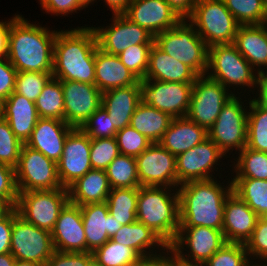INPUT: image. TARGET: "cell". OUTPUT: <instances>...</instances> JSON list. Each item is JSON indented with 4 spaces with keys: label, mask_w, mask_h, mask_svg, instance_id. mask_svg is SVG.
Masks as SVG:
<instances>
[{
    "label": "cell",
    "mask_w": 267,
    "mask_h": 266,
    "mask_svg": "<svg viewBox=\"0 0 267 266\" xmlns=\"http://www.w3.org/2000/svg\"><path fill=\"white\" fill-rule=\"evenodd\" d=\"M13 209L0 220V255L10 252Z\"/></svg>",
    "instance_id": "55"
},
{
    "label": "cell",
    "mask_w": 267,
    "mask_h": 266,
    "mask_svg": "<svg viewBox=\"0 0 267 266\" xmlns=\"http://www.w3.org/2000/svg\"><path fill=\"white\" fill-rule=\"evenodd\" d=\"M13 207L6 201L0 199V220L3 219Z\"/></svg>",
    "instance_id": "60"
},
{
    "label": "cell",
    "mask_w": 267,
    "mask_h": 266,
    "mask_svg": "<svg viewBox=\"0 0 267 266\" xmlns=\"http://www.w3.org/2000/svg\"><path fill=\"white\" fill-rule=\"evenodd\" d=\"M94 266H132L142 257L132 248L111 238L92 252Z\"/></svg>",
    "instance_id": "39"
},
{
    "label": "cell",
    "mask_w": 267,
    "mask_h": 266,
    "mask_svg": "<svg viewBox=\"0 0 267 266\" xmlns=\"http://www.w3.org/2000/svg\"><path fill=\"white\" fill-rule=\"evenodd\" d=\"M57 31L53 46V77L95 84L97 37L92 26Z\"/></svg>",
    "instance_id": "3"
},
{
    "label": "cell",
    "mask_w": 267,
    "mask_h": 266,
    "mask_svg": "<svg viewBox=\"0 0 267 266\" xmlns=\"http://www.w3.org/2000/svg\"><path fill=\"white\" fill-rule=\"evenodd\" d=\"M259 216L235 193L225 201L223 234L227 242L243 243L251 237Z\"/></svg>",
    "instance_id": "23"
},
{
    "label": "cell",
    "mask_w": 267,
    "mask_h": 266,
    "mask_svg": "<svg viewBox=\"0 0 267 266\" xmlns=\"http://www.w3.org/2000/svg\"><path fill=\"white\" fill-rule=\"evenodd\" d=\"M14 266H44L35 262L16 260Z\"/></svg>",
    "instance_id": "62"
},
{
    "label": "cell",
    "mask_w": 267,
    "mask_h": 266,
    "mask_svg": "<svg viewBox=\"0 0 267 266\" xmlns=\"http://www.w3.org/2000/svg\"><path fill=\"white\" fill-rule=\"evenodd\" d=\"M260 96L267 102V72L261 77Z\"/></svg>",
    "instance_id": "61"
},
{
    "label": "cell",
    "mask_w": 267,
    "mask_h": 266,
    "mask_svg": "<svg viewBox=\"0 0 267 266\" xmlns=\"http://www.w3.org/2000/svg\"><path fill=\"white\" fill-rule=\"evenodd\" d=\"M135 159L140 186L178 188L176 157L158 142Z\"/></svg>",
    "instance_id": "17"
},
{
    "label": "cell",
    "mask_w": 267,
    "mask_h": 266,
    "mask_svg": "<svg viewBox=\"0 0 267 266\" xmlns=\"http://www.w3.org/2000/svg\"><path fill=\"white\" fill-rule=\"evenodd\" d=\"M139 80L121 62L118 55H111L105 53L98 47L96 48L95 85L101 92L113 88L135 85Z\"/></svg>",
    "instance_id": "27"
},
{
    "label": "cell",
    "mask_w": 267,
    "mask_h": 266,
    "mask_svg": "<svg viewBox=\"0 0 267 266\" xmlns=\"http://www.w3.org/2000/svg\"><path fill=\"white\" fill-rule=\"evenodd\" d=\"M86 237V252L103 246L122 225L109 213L106 202L80 206Z\"/></svg>",
    "instance_id": "22"
},
{
    "label": "cell",
    "mask_w": 267,
    "mask_h": 266,
    "mask_svg": "<svg viewBox=\"0 0 267 266\" xmlns=\"http://www.w3.org/2000/svg\"><path fill=\"white\" fill-rule=\"evenodd\" d=\"M239 25L262 24L265 9L262 0H223Z\"/></svg>",
    "instance_id": "41"
},
{
    "label": "cell",
    "mask_w": 267,
    "mask_h": 266,
    "mask_svg": "<svg viewBox=\"0 0 267 266\" xmlns=\"http://www.w3.org/2000/svg\"><path fill=\"white\" fill-rule=\"evenodd\" d=\"M111 239L132 248L142 258L161 254L169 248L155 232L138 221L122 225Z\"/></svg>",
    "instance_id": "31"
},
{
    "label": "cell",
    "mask_w": 267,
    "mask_h": 266,
    "mask_svg": "<svg viewBox=\"0 0 267 266\" xmlns=\"http://www.w3.org/2000/svg\"><path fill=\"white\" fill-rule=\"evenodd\" d=\"M247 266H267V263L266 262H261V263H258V262H250Z\"/></svg>",
    "instance_id": "65"
},
{
    "label": "cell",
    "mask_w": 267,
    "mask_h": 266,
    "mask_svg": "<svg viewBox=\"0 0 267 266\" xmlns=\"http://www.w3.org/2000/svg\"><path fill=\"white\" fill-rule=\"evenodd\" d=\"M115 137L120 154L135 158L153 143L130 125L118 130Z\"/></svg>",
    "instance_id": "47"
},
{
    "label": "cell",
    "mask_w": 267,
    "mask_h": 266,
    "mask_svg": "<svg viewBox=\"0 0 267 266\" xmlns=\"http://www.w3.org/2000/svg\"><path fill=\"white\" fill-rule=\"evenodd\" d=\"M197 77L198 75L190 67L174 59L153 43L144 80L194 83Z\"/></svg>",
    "instance_id": "28"
},
{
    "label": "cell",
    "mask_w": 267,
    "mask_h": 266,
    "mask_svg": "<svg viewBox=\"0 0 267 266\" xmlns=\"http://www.w3.org/2000/svg\"><path fill=\"white\" fill-rule=\"evenodd\" d=\"M181 19H188L198 0H165Z\"/></svg>",
    "instance_id": "56"
},
{
    "label": "cell",
    "mask_w": 267,
    "mask_h": 266,
    "mask_svg": "<svg viewBox=\"0 0 267 266\" xmlns=\"http://www.w3.org/2000/svg\"><path fill=\"white\" fill-rule=\"evenodd\" d=\"M238 156V157H236ZM232 157L230 168L231 178H253L267 180V153L261 151H255L248 147L237 153V155ZM234 160V161H233ZM235 174V175H234Z\"/></svg>",
    "instance_id": "35"
},
{
    "label": "cell",
    "mask_w": 267,
    "mask_h": 266,
    "mask_svg": "<svg viewBox=\"0 0 267 266\" xmlns=\"http://www.w3.org/2000/svg\"><path fill=\"white\" fill-rule=\"evenodd\" d=\"M242 98L243 95H234L228 100L222 107L215 123L208 130V137L229 158L234 157L247 144V119L250 97L248 100L247 98H245L246 100ZM233 151H235L234 154ZM230 155L232 156L230 157Z\"/></svg>",
    "instance_id": "7"
},
{
    "label": "cell",
    "mask_w": 267,
    "mask_h": 266,
    "mask_svg": "<svg viewBox=\"0 0 267 266\" xmlns=\"http://www.w3.org/2000/svg\"><path fill=\"white\" fill-rule=\"evenodd\" d=\"M226 242L222 230L204 226L180 227L169 248L177 264L202 266Z\"/></svg>",
    "instance_id": "9"
},
{
    "label": "cell",
    "mask_w": 267,
    "mask_h": 266,
    "mask_svg": "<svg viewBox=\"0 0 267 266\" xmlns=\"http://www.w3.org/2000/svg\"><path fill=\"white\" fill-rule=\"evenodd\" d=\"M69 202L75 205L106 202L111 187L105 170L92 169L68 188Z\"/></svg>",
    "instance_id": "32"
},
{
    "label": "cell",
    "mask_w": 267,
    "mask_h": 266,
    "mask_svg": "<svg viewBox=\"0 0 267 266\" xmlns=\"http://www.w3.org/2000/svg\"><path fill=\"white\" fill-rule=\"evenodd\" d=\"M261 218L267 222V212Z\"/></svg>",
    "instance_id": "68"
},
{
    "label": "cell",
    "mask_w": 267,
    "mask_h": 266,
    "mask_svg": "<svg viewBox=\"0 0 267 266\" xmlns=\"http://www.w3.org/2000/svg\"><path fill=\"white\" fill-rule=\"evenodd\" d=\"M262 4H263L264 9L266 10L267 9V0H262Z\"/></svg>",
    "instance_id": "67"
},
{
    "label": "cell",
    "mask_w": 267,
    "mask_h": 266,
    "mask_svg": "<svg viewBox=\"0 0 267 266\" xmlns=\"http://www.w3.org/2000/svg\"><path fill=\"white\" fill-rule=\"evenodd\" d=\"M141 102L139 82L102 92V107L117 130L130 125L131 117Z\"/></svg>",
    "instance_id": "26"
},
{
    "label": "cell",
    "mask_w": 267,
    "mask_h": 266,
    "mask_svg": "<svg viewBox=\"0 0 267 266\" xmlns=\"http://www.w3.org/2000/svg\"><path fill=\"white\" fill-rule=\"evenodd\" d=\"M153 44L129 46L118 56L121 62L140 80L145 78L149 66V53Z\"/></svg>",
    "instance_id": "46"
},
{
    "label": "cell",
    "mask_w": 267,
    "mask_h": 266,
    "mask_svg": "<svg viewBox=\"0 0 267 266\" xmlns=\"http://www.w3.org/2000/svg\"><path fill=\"white\" fill-rule=\"evenodd\" d=\"M177 262L175 256L170 248L163 253L141 258L136 264L132 266H176Z\"/></svg>",
    "instance_id": "54"
},
{
    "label": "cell",
    "mask_w": 267,
    "mask_h": 266,
    "mask_svg": "<svg viewBox=\"0 0 267 266\" xmlns=\"http://www.w3.org/2000/svg\"><path fill=\"white\" fill-rule=\"evenodd\" d=\"M15 262L16 259L10 252L0 255V266H14Z\"/></svg>",
    "instance_id": "59"
},
{
    "label": "cell",
    "mask_w": 267,
    "mask_h": 266,
    "mask_svg": "<svg viewBox=\"0 0 267 266\" xmlns=\"http://www.w3.org/2000/svg\"><path fill=\"white\" fill-rule=\"evenodd\" d=\"M73 129L64 120L39 118L25 145L58 162L68 133Z\"/></svg>",
    "instance_id": "24"
},
{
    "label": "cell",
    "mask_w": 267,
    "mask_h": 266,
    "mask_svg": "<svg viewBox=\"0 0 267 266\" xmlns=\"http://www.w3.org/2000/svg\"><path fill=\"white\" fill-rule=\"evenodd\" d=\"M81 129L90 138H113L118 131L102 106L89 117Z\"/></svg>",
    "instance_id": "48"
},
{
    "label": "cell",
    "mask_w": 267,
    "mask_h": 266,
    "mask_svg": "<svg viewBox=\"0 0 267 266\" xmlns=\"http://www.w3.org/2000/svg\"><path fill=\"white\" fill-rule=\"evenodd\" d=\"M9 18L0 20V58L7 57L8 54Z\"/></svg>",
    "instance_id": "57"
},
{
    "label": "cell",
    "mask_w": 267,
    "mask_h": 266,
    "mask_svg": "<svg viewBox=\"0 0 267 266\" xmlns=\"http://www.w3.org/2000/svg\"><path fill=\"white\" fill-rule=\"evenodd\" d=\"M136 216L170 246L180 229L177 188L140 186Z\"/></svg>",
    "instance_id": "4"
},
{
    "label": "cell",
    "mask_w": 267,
    "mask_h": 266,
    "mask_svg": "<svg viewBox=\"0 0 267 266\" xmlns=\"http://www.w3.org/2000/svg\"><path fill=\"white\" fill-rule=\"evenodd\" d=\"M123 14L154 37L182 20L165 0H131Z\"/></svg>",
    "instance_id": "20"
},
{
    "label": "cell",
    "mask_w": 267,
    "mask_h": 266,
    "mask_svg": "<svg viewBox=\"0 0 267 266\" xmlns=\"http://www.w3.org/2000/svg\"><path fill=\"white\" fill-rule=\"evenodd\" d=\"M251 262L267 263V222L258 218L251 237L245 243Z\"/></svg>",
    "instance_id": "49"
},
{
    "label": "cell",
    "mask_w": 267,
    "mask_h": 266,
    "mask_svg": "<svg viewBox=\"0 0 267 266\" xmlns=\"http://www.w3.org/2000/svg\"><path fill=\"white\" fill-rule=\"evenodd\" d=\"M154 43L168 55L190 67L198 76L206 74L209 47L187 19L154 37Z\"/></svg>",
    "instance_id": "6"
},
{
    "label": "cell",
    "mask_w": 267,
    "mask_h": 266,
    "mask_svg": "<svg viewBox=\"0 0 267 266\" xmlns=\"http://www.w3.org/2000/svg\"><path fill=\"white\" fill-rule=\"evenodd\" d=\"M105 172L111 189L140 187L135 157L119 154Z\"/></svg>",
    "instance_id": "40"
},
{
    "label": "cell",
    "mask_w": 267,
    "mask_h": 266,
    "mask_svg": "<svg viewBox=\"0 0 267 266\" xmlns=\"http://www.w3.org/2000/svg\"><path fill=\"white\" fill-rule=\"evenodd\" d=\"M119 154L116 137L91 138L90 163L93 169L105 170Z\"/></svg>",
    "instance_id": "45"
},
{
    "label": "cell",
    "mask_w": 267,
    "mask_h": 266,
    "mask_svg": "<svg viewBox=\"0 0 267 266\" xmlns=\"http://www.w3.org/2000/svg\"><path fill=\"white\" fill-rule=\"evenodd\" d=\"M39 118L64 120V96L61 81L52 77L35 101Z\"/></svg>",
    "instance_id": "38"
},
{
    "label": "cell",
    "mask_w": 267,
    "mask_h": 266,
    "mask_svg": "<svg viewBox=\"0 0 267 266\" xmlns=\"http://www.w3.org/2000/svg\"><path fill=\"white\" fill-rule=\"evenodd\" d=\"M90 149L91 138L81 128H73L68 133L62 156L57 162V173L62 187L68 188L93 169Z\"/></svg>",
    "instance_id": "18"
},
{
    "label": "cell",
    "mask_w": 267,
    "mask_h": 266,
    "mask_svg": "<svg viewBox=\"0 0 267 266\" xmlns=\"http://www.w3.org/2000/svg\"><path fill=\"white\" fill-rule=\"evenodd\" d=\"M140 98L144 105L157 108L172 118L186 117L193 83L139 80Z\"/></svg>",
    "instance_id": "15"
},
{
    "label": "cell",
    "mask_w": 267,
    "mask_h": 266,
    "mask_svg": "<svg viewBox=\"0 0 267 266\" xmlns=\"http://www.w3.org/2000/svg\"><path fill=\"white\" fill-rule=\"evenodd\" d=\"M233 96L232 91L220 82L206 75L198 76L193 83L186 117L208 131L215 123L222 107Z\"/></svg>",
    "instance_id": "14"
},
{
    "label": "cell",
    "mask_w": 267,
    "mask_h": 266,
    "mask_svg": "<svg viewBox=\"0 0 267 266\" xmlns=\"http://www.w3.org/2000/svg\"><path fill=\"white\" fill-rule=\"evenodd\" d=\"M205 75L220 82L229 91L233 89V95L239 94L246 97L249 94L247 96L251 97L250 93H253L252 95L256 97L261 94V76L242 56L234 44L213 45L209 47L208 67Z\"/></svg>",
    "instance_id": "5"
},
{
    "label": "cell",
    "mask_w": 267,
    "mask_h": 266,
    "mask_svg": "<svg viewBox=\"0 0 267 266\" xmlns=\"http://www.w3.org/2000/svg\"><path fill=\"white\" fill-rule=\"evenodd\" d=\"M227 158L229 157H227L224 152L208 137L190 150L176 156V175L178 186L190 181L216 178L214 174L218 171L219 172L215 175H218L219 179L222 181L225 177L222 175V171L225 170V167L222 168V166L229 168L226 163L223 162V160Z\"/></svg>",
    "instance_id": "10"
},
{
    "label": "cell",
    "mask_w": 267,
    "mask_h": 266,
    "mask_svg": "<svg viewBox=\"0 0 267 266\" xmlns=\"http://www.w3.org/2000/svg\"><path fill=\"white\" fill-rule=\"evenodd\" d=\"M139 188L111 189L106 203L109 213L121 225L132 224L137 221V199Z\"/></svg>",
    "instance_id": "36"
},
{
    "label": "cell",
    "mask_w": 267,
    "mask_h": 266,
    "mask_svg": "<svg viewBox=\"0 0 267 266\" xmlns=\"http://www.w3.org/2000/svg\"><path fill=\"white\" fill-rule=\"evenodd\" d=\"M23 144L11 130L8 121L0 118V163L15 169Z\"/></svg>",
    "instance_id": "44"
},
{
    "label": "cell",
    "mask_w": 267,
    "mask_h": 266,
    "mask_svg": "<svg viewBox=\"0 0 267 266\" xmlns=\"http://www.w3.org/2000/svg\"><path fill=\"white\" fill-rule=\"evenodd\" d=\"M187 20L208 47L233 44L239 27L223 0H198Z\"/></svg>",
    "instance_id": "8"
},
{
    "label": "cell",
    "mask_w": 267,
    "mask_h": 266,
    "mask_svg": "<svg viewBox=\"0 0 267 266\" xmlns=\"http://www.w3.org/2000/svg\"><path fill=\"white\" fill-rule=\"evenodd\" d=\"M15 175L18 192L64 188L58 177L57 163L25 144L21 148Z\"/></svg>",
    "instance_id": "13"
},
{
    "label": "cell",
    "mask_w": 267,
    "mask_h": 266,
    "mask_svg": "<svg viewBox=\"0 0 267 266\" xmlns=\"http://www.w3.org/2000/svg\"><path fill=\"white\" fill-rule=\"evenodd\" d=\"M3 118L9 123L15 136L26 143L39 119L35 102L15 92L4 100Z\"/></svg>",
    "instance_id": "30"
},
{
    "label": "cell",
    "mask_w": 267,
    "mask_h": 266,
    "mask_svg": "<svg viewBox=\"0 0 267 266\" xmlns=\"http://www.w3.org/2000/svg\"><path fill=\"white\" fill-rule=\"evenodd\" d=\"M172 119L169 114L140 102L131 117L130 126L154 143L161 140Z\"/></svg>",
    "instance_id": "33"
},
{
    "label": "cell",
    "mask_w": 267,
    "mask_h": 266,
    "mask_svg": "<svg viewBox=\"0 0 267 266\" xmlns=\"http://www.w3.org/2000/svg\"><path fill=\"white\" fill-rule=\"evenodd\" d=\"M18 71L7 57L0 58V96L7 99L15 90Z\"/></svg>",
    "instance_id": "53"
},
{
    "label": "cell",
    "mask_w": 267,
    "mask_h": 266,
    "mask_svg": "<svg viewBox=\"0 0 267 266\" xmlns=\"http://www.w3.org/2000/svg\"><path fill=\"white\" fill-rule=\"evenodd\" d=\"M232 191L261 217L267 212V180L231 178Z\"/></svg>",
    "instance_id": "37"
},
{
    "label": "cell",
    "mask_w": 267,
    "mask_h": 266,
    "mask_svg": "<svg viewBox=\"0 0 267 266\" xmlns=\"http://www.w3.org/2000/svg\"><path fill=\"white\" fill-rule=\"evenodd\" d=\"M208 138V131L187 117L173 118L158 142L175 157Z\"/></svg>",
    "instance_id": "29"
},
{
    "label": "cell",
    "mask_w": 267,
    "mask_h": 266,
    "mask_svg": "<svg viewBox=\"0 0 267 266\" xmlns=\"http://www.w3.org/2000/svg\"><path fill=\"white\" fill-rule=\"evenodd\" d=\"M227 177L225 175L222 182L216 176V179L190 181L178 186L180 227L222 230L225 201L233 192L232 180Z\"/></svg>",
    "instance_id": "2"
},
{
    "label": "cell",
    "mask_w": 267,
    "mask_h": 266,
    "mask_svg": "<svg viewBox=\"0 0 267 266\" xmlns=\"http://www.w3.org/2000/svg\"><path fill=\"white\" fill-rule=\"evenodd\" d=\"M15 169L0 163V199L8 202L13 208L18 201Z\"/></svg>",
    "instance_id": "50"
},
{
    "label": "cell",
    "mask_w": 267,
    "mask_h": 266,
    "mask_svg": "<svg viewBox=\"0 0 267 266\" xmlns=\"http://www.w3.org/2000/svg\"><path fill=\"white\" fill-rule=\"evenodd\" d=\"M40 7L45 11L43 13L56 16H67L85 8L77 0H39Z\"/></svg>",
    "instance_id": "52"
},
{
    "label": "cell",
    "mask_w": 267,
    "mask_h": 266,
    "mask_svg": "<svg viewBox=\"0 0 267 266\" xmlns=\"http://www.w3.org/2000/svg\"><path fill=\"white\" fill-rule=\"evenodd\" d=\"M262 77L267 72V29L259 25H239L233 43Z\"/></svg>",
    "instance_id": "25"
},
{
    "label": "cell",
    "mask_w": 267,
    "mask_h": 266,
    "mask_svg": "<svg viewBox=\"0 0 267 266\" xmlns=\"http://www.w3.org/2000/svg\"><path fill=\"white\" fill-rule=\"evenodd\" d=\"M54 252L51 232L26 222L13 208L10 253L15 259L45 266Z\"/></svg>",
    "instance_id": "12"
},
{
    "label": "cell",
    "mask_w": 267,
    "mask_h": 266,
    "mask_svg": "<svg viewBox=\"0 0 267 266\" xmlns=\"http://www.w3.org/2000/svg\"><path fill=\"white\" fill-rule=\"evenodd\" d=\"M104 2L108 6L107 8L112 11V14H123L131 0H104Z\"/></svg>",
    "instance_id": "58"
},
{
    "label": "cell",
    "mask_w": 267,
    "mask_h": 266,
    "mask_svg": "<svg viewBox=\"0 0 267 266\" xmlns=\"http://www.w3.org/2000/svg\"><path fill=\"white\" fill-rule=\"evenodd\" d=\"M246 147L267 153V102L261 96L250 97Z\"/></svg>",
    "instance_id": "34"
},
{
    "label": "cell",
    "mask_w": 267,
    "mask_h": 266,
    "mask_svg": "<svg viewBox=\"0 0 267 266\" xmlns=\"http://www.w3.org/2000/svg\"><path fill=\"white\" fill-rule=\"evenodd\" d=\"M261 25L267 29V9L265 10L264 19Z\"/></svg>",
    "instance_id": "66"
},
{
    "label": "cell",
    "mask_w": 267,
    "mask_h": 266,
    "mask_svg": "<svg viewBox=\"0 0 267 266\" xmlns=\"http://www.w3.org/2000/svg\"><path fill=\"white\" fill-rule=\"evenodd\" d=\"M111 23L94 26L98 48L111 55H119L131 45L153 44L154 36L128 19L124 14H113Z\"/></svg>",
    "instance_id": "16"
},
{
    "label": "cell",
    "mask_w": 267,
    "mask_h": 266,
    "mask_svg": "<svg viewBox=\"0 0 267 266\" xmlns=\"http://www.w3.org/2000/svg\"><path fill=\"white\" fill-rule=\"evenodd\" d=\"M85 9L96 3V0H77Z\"/></svg>",
    "instance_id": "63"
},
{
    "label": "cell",
    "mask_w": 267,
    "mask_h": 266,
    "mask_svg": "<svg viewBox=\"0 0 267 266\" xmlns=\"http://www.w3.org/2000/svg\"><path fill=\"white\" fill-rule=\"evenodd\" d=\"M4 98L0 96V118L3 117V111H4Z\"/></svg>",
    "instance_id": "64"
},
{
    "label": "cell",
    "mask_w": 267,
    "mask_h": 266,
    "mask_svg": "<svg viewBox=\"0 0 267 266\" xmlns=\"http://www.w3.org/2000/svg\"><path fill=\"white\" fill-rule=\"evenodd\" d=\"M52 77V73L31 71L18 72L14 92L24 96L32 102H35L41 94L44 86Z\"/></svg>",
    "instance_id": "43"
},
{
    "label": "cell",
    "mask_w": 267,
    "mask_h": 266,
    "mask_svg": "<svg viewBox=\"0 0 267 266\" xmlns=\"http://www.w3.org/2000/svg\"><path fill=\"white\" fill-rule=\"evenodd\" d=\"M64 96V121L81 128L102 105V92L95 84L60 80Z\"/></svg>",
    "instance_id": "19"
},
{
    "label": "cell",
    "mask_w": 267,
    "mask_h": 266,
    "mask_svg": "<svg viewBox=\"0 0 267 266\" xmlns=\"http://www.w3.org/2000/svg\"><path fill=\"white\" fill-rule=\"evenodd\" d=\"M250 262L245 244L226 242L202 266H247Z\"/></svg>",
    "instance_id": "42"
},
{
    "label": "cell",
    "mask_w": 267,
    "mask_h": 266,
    "mask_svg": "<svg viewBox=\"0 0 267 266\" xmlns=\"http://www.w3.org/2000/svg\"><path fill=\"white\" fill-rule=\"evenodd\" d=\"M57 31L14 14L9 19L7 59L18 72L52 73Z\"/></svg>",
    "instance_id": "1"
},
{
    "label": "cell",
    "mask_w": 267,
    "mask_h": 266,
    "mask_svg": "<svg viewBox=\"0 0 267 266\" xmlns=\"http://www.w3.org/2000/svg\"><path fill=\"white\" fill-rule=\"evenodd\" d=\"M68 202L67 188L32 190L19 192L15 208L26 222L51 232Z\"/></svg>",
    "instance_id": "11"
},
{
    "label": "cell",
    "mask_w": 267,
    "mask_h": 266,
    "mask_svg": "<svg viewBox=\"0 0 267 266\" xmlns=\"http://www.w3.org/2000/svg\"><path fill=\"white\" fill-rule=\"evenodd\" d=\"M45 266H94L92 252L55 251Z\"/></svg>",
    "instance_id": "51"
},
{
    "label": "cell",
    "mask_w": 267,
    "mask_h": 266,
    "mask_svg": "<svg viewBox=\"0 0 267 266\" xmlns=\"http://www.w3.org/2000/svg\"><path fill=\"white\" fill-rule=\"evenodd\" d=\"M55 251L86 252V237L79 205L68 202L51 231Z\"/></svg>",
    "instance_id": "21"
}]
</instances>
